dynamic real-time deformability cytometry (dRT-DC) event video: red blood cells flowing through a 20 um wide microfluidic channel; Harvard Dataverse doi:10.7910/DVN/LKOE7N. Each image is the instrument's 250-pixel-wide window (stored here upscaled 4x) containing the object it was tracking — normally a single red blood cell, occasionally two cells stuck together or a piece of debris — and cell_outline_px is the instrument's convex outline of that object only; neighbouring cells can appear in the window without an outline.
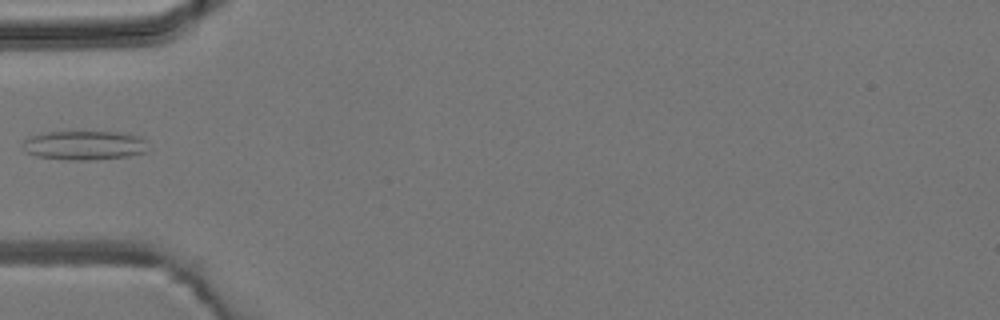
{"species": "common noctule bat (a hibernating species)", "species_latin": "Nyctalus noctula", "temperature_condition": "room temperature", "stored_images_in_passage": 5, "camera_frame_rate_fps": 3000, "um_per_image_px": 0.085, "animal": {"sex": "male", "body_mass_g": 19.2, "forearm_length_mm": 51.8}, "frame": {"image": 1, "passage_image": 5, "time_ms": 5.333, "image_size_px": [1000, 320], "cell_outline_px": [[144, 152], [128, 156], [96, 160], [68, 160], [36, 156], [28, 152], [24, 140], [28, 136], [48, 132], [120, 132], [140, 136], [144, 140]], "centroid_in_image_um": [7.17, 12.35], "position_along_channel_um": 77.8, "area_um2": 20.98}}